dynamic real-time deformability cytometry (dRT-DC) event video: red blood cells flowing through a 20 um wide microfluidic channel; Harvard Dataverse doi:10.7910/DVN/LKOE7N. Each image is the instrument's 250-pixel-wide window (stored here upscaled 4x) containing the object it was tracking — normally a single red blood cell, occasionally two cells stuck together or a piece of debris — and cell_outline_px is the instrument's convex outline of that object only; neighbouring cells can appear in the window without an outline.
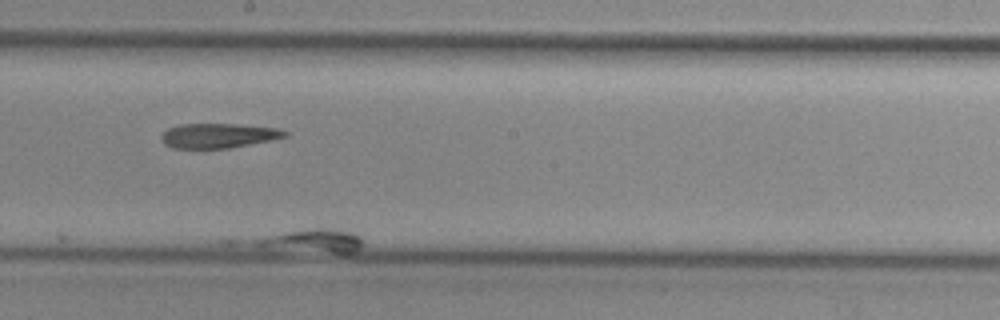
{"species": "common noctule bat (a hibernating species)", "species_latin": "Nyctalus noctula", "temperature_condition": "cold", "stored_images_in_passage": 10, "camera_frame_rate_fps": 3000, "um_per_image_px": 0.085, "animal": {"sex": "female", "body_mass_g": 29.2, "forearm_length_mm": 56.3}, "frame": {"image": 1, "passage_image": 10, "time_ms": 3.0, "image_size_px": [1000, 320], "cell_outline_px": [[364, 244], [360, 248], [352, 252], [336, 252], [252, 244], [252, 240], [284, 232], [316, 228], [328, 228], [352, 232], [360, 236]], "centroid_in_image_um": [26.75, 20.42], "position_along_channel_um": 221.4, "area_um2": 13.35}}